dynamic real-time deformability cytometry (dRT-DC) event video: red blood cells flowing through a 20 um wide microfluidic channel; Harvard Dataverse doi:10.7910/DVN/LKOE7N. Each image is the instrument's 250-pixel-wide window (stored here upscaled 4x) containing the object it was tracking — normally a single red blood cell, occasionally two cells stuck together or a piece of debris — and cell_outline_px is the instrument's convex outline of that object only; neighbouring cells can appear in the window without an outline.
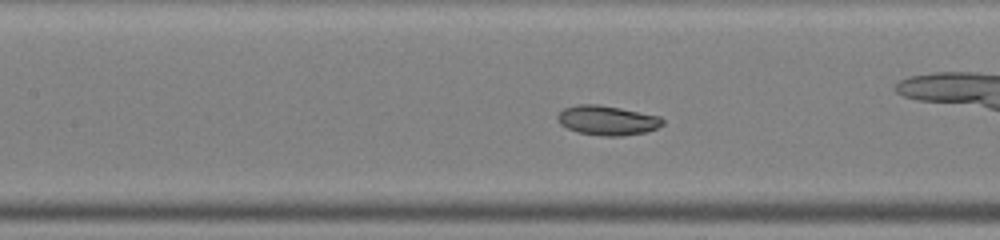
{"species": "common noctule bat (a hibernating species)", "species_latin": "Nyctalus noctula", "temperature_condition": "warm", "stored_images_in_passage": 41, "camera_frame_rate_fps": 3000, "um_per_image_px": 0.085, "animal": {"sex": "male", "body_mass_g": 19.0, "forearm_length_mm": 50.8}, "frame": {"image": 1, "passage_image": 14, "time_ms": 4.333, "image_size_px": [1000, 240], "cell_outline_px": [[664, 124], [656, 128], [644, 132], [624, 136], [604, 136], [576, 132], [560, 124], [556, 120], [556, 116], [564, 108], [576, 104], [596, 104], [620, 108], [660, 116], [664, 120]], "centroid_in_image_um": [51.59, 10.23], "position_along_channel_um": 155.8, "area_um2": 18.15}}
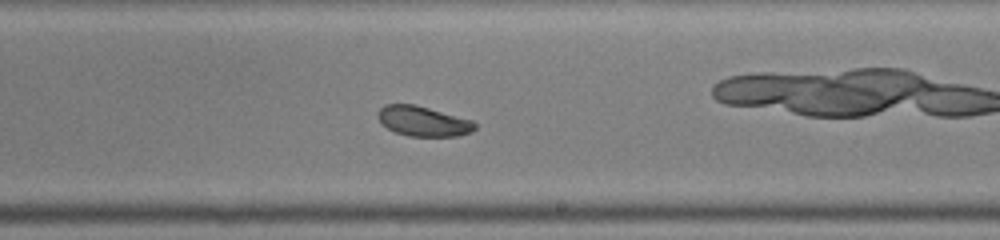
{"frame": {"image": 2, "passage_image": 21, "time_ms": 6.667, "image_size_px": [1000, 240], "cell_outline_px": [[476, 128], [472, 132], [460, 136], [408, 136], [396, 132], [380, 124], [376, 116], [376, 112], [384, 104], [416, 104], [472, 120], [476, 124]], "centroid_in_image_um": [35.94, 10.3], "position_along_channel_um": 253.1, "area_um2": 17.22}}
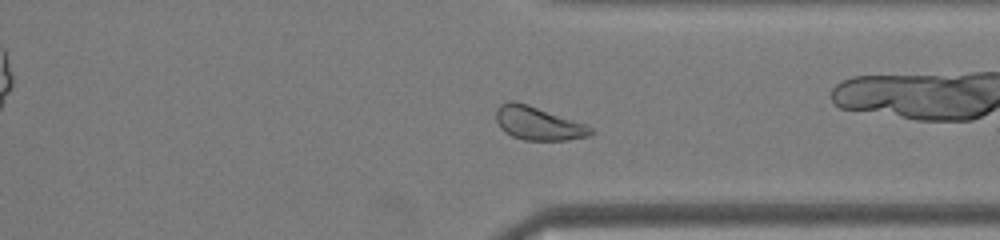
{"frame": {"image": 3, "passage_image": 29, "time_ms": 9.333, "image_size_px": [1000, 240], "cell_outline_px": [[596, 132], [588, 136], [568, 140], [524, 140], [512, 136], [504, 132], [500, 128], [496, 120], [496, 108], [500, 104], [508, 100], [512, 100], [528, 104], [584, 124], [592, 128]], "centroid_in_image_um": [45.7, 10.48], "position_along_channel_um": 365.7, "area_um2": 18.44}, "authors_computed_cell_mechanics": {"area_um2": 18.9584, "velocity_mm_per_s": 4.1828, "shape_relaxation_time_tau1_ms": 2.1272, "shape_relaxation_time_tau2_ms": null, "deformation_change_tau1": 0.0858, "deformation_change_tau2": null}}